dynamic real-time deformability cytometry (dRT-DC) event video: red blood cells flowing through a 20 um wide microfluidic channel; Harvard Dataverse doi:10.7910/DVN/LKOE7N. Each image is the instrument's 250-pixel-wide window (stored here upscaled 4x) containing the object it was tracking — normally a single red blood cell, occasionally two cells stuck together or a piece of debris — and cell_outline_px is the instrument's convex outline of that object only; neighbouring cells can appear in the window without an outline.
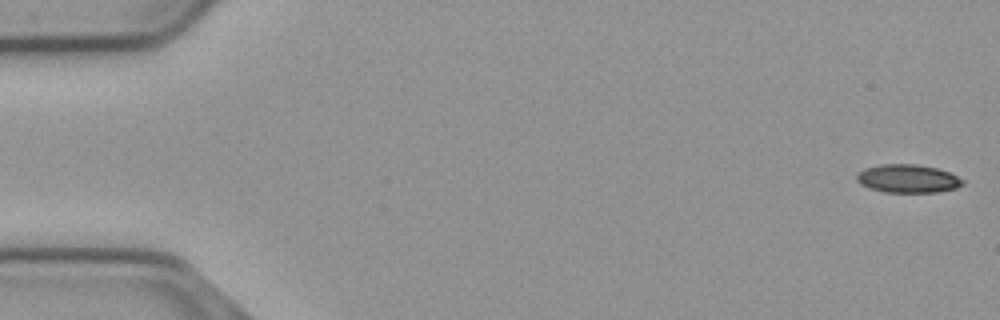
{"species": "common noctule bat (a hibernating species)", "species_latin": "Nyctalus noctula", "temperature_condition": "cold", "stored_images_in_passage": 55, "camera_frame_rate_fps": 3000, "um_per_image_px": 0.085, "animal": {"sex": "male", "body_mass_g": 23.1, "forearm_length_mm": 52.7}, "frame": {"image": 1, "passage_image": 1, "time_ms": 0.0, "image_size_px": [1000, 320], "cell_outline_px": [[964, 184], [956, 188], [940, 192], [884, 192], [868, 188], [860, 184], [856, 180], [856, 172], [864, 168], [880, 164], [916, 164], [936, 168], [948, 172], [964, 180]], "centroid_in_image_um": [77.12, 15.18], "position_along_channel_um": 7.9, "area_um2": 17.63}}
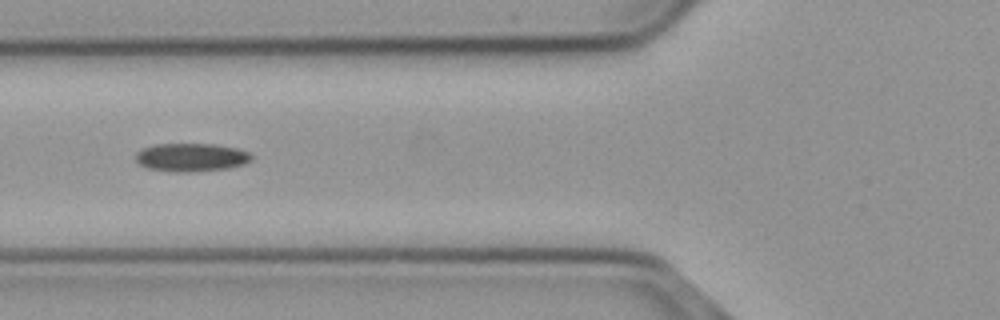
{"frame": {"image": 2, "passage_image": 21, "time_ms": 6.667, "image_size_px": [1000, 320], "cell_outline_px": [[252, 160], [244, 164], [228, 168], [188, 172], [176, 172], [148, 168], [140, 164], [136, 160], [136, 152], [144, 148], [156, 144], [212, 144], [236, 148], [248, 152], [252, 156]], "centroid_in_image_um": [16.26, 13.37], "position_along_channel_um": 109.5, "area_um2": 18.9}}
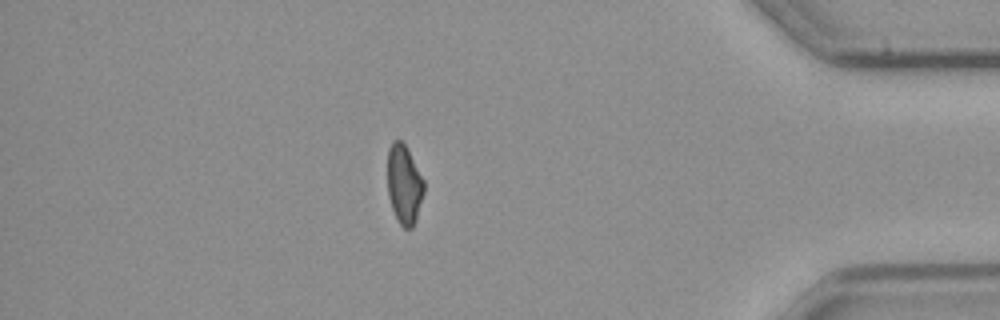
{"frame": {"image": 3, "passage_image": 48, "time_ms": 15.667, "image_size_px": [1000, 320], "cell_outline_px": [[424, 192], [416, 220], [412, 228], [404, 228], [396, 220], [388, 196], [388, 148], [392, 140], [400, 140], [404, 144], [424, 180]], "centroid_in_image_um": [34.34, 15.7], "position_along_channel_um": 400.9, "area_um2": 16.76}, "authors_computed_cell_mechanics": {"area_um2": 18.0336, "velocity_mm_per_s": 3.6977, "shape_relaxation_time_tau1_ms": 10.4742, "shape_relaxation_time_tau2_ms": null, "deformation_change_tau1": 0.2079, "deformation_change_tau2": null}}